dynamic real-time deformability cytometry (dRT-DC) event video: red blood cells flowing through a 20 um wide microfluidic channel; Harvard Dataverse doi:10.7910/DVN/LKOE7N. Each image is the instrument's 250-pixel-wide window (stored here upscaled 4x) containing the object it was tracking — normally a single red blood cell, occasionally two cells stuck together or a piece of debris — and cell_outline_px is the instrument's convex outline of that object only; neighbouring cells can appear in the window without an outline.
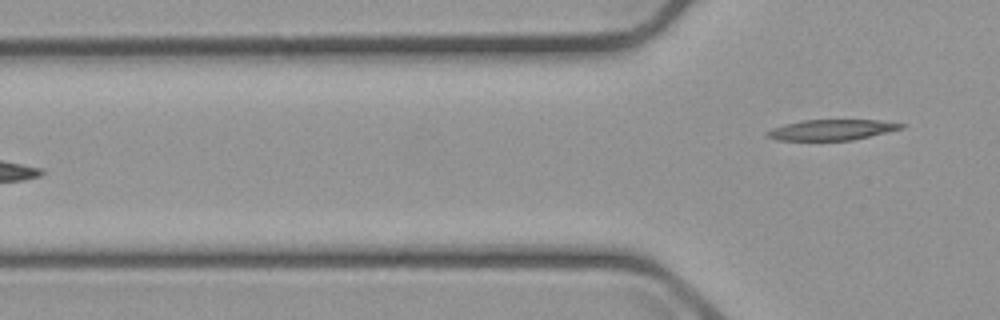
{"species": "common noctule bat (a hibernating species)", "species_latin": "Nyctalus noctula", "temperature_condition": "cold", "stored_images_in_passage": 5, "camera_frame_rate_fps": 3000, "um_per_image_px": 0.085, "animal": {"sex": "male", "body_mass_g": 23.1, "forearm_length_mm": 52.7}, "frame": {"image": 1, "passage_image": 5, "time_ms": 5.0, "image_size_px": [1000, 320], "cell_outline_px": [[904, 128], [852, 140], [776, 140], [764, 136], [764, 132], [772, 128], [784, 124], [804, 120], [876, 120], [904, 124]], "centroid_in_image_um": [70.62, 11.04], "position_along_channel_um": 55.2, "area_um2": 16.01}}